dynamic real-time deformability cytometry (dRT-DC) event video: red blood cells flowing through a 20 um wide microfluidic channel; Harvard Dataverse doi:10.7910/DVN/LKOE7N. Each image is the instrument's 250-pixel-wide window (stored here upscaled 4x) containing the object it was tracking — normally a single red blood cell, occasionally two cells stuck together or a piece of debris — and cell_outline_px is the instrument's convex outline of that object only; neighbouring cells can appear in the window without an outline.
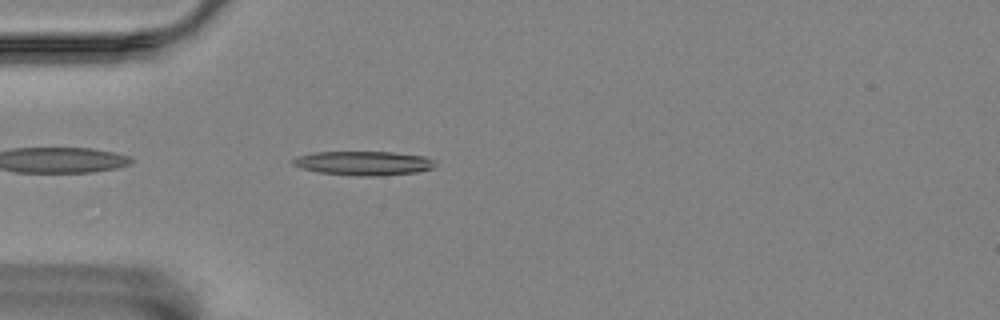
{"species": "Egyptian fruit bat (a non-hibernating species)", "species_latin": "Rousettus aegyptiacus", "temperature_condition": "room temperature", "stored_images_in_passage": 43, "camera_frame_rate_fps": 3000, "um_per_image_px": 0.085, "animal": {"sex": "female"}, "frame": {"image": 1, "passage_image": 3, "time_ms": 0.667, "image_size_px": [1000, 320], "cell_outline_px": [[436, 164], [432, 168], [416, 172], [384, 176], [360, 176], [316, 172], [300, 168], [292, 164], [292, 160], [296, 156], [316, 152], [392, 152], [424, 156], [432, 160]], "centroid_in_image_um": [30.87, 13.87], "position_along_channel_um": 54.1, "area_um2": 20.06}}
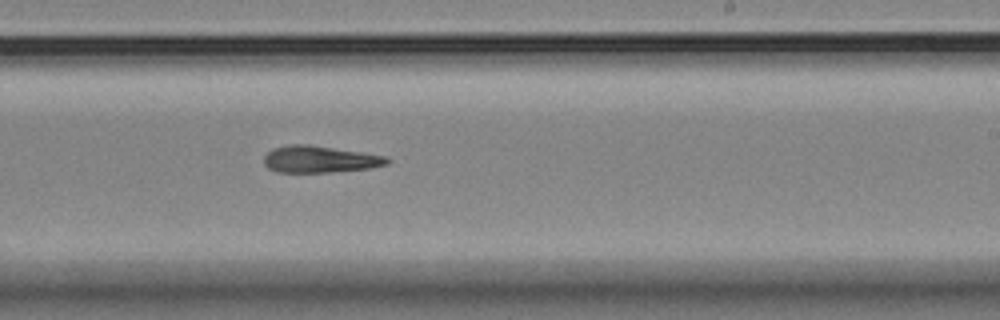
{"frame": {"image": 2, "passage_image": 21, "time_ms": 6.667, "image_size_px": [1000, 320], "cell_outline_px": [[392, 160], [388, 164], [372, 168], [328, 172], [276, 172], [268, 168], [264, 164], [264, 156], [272, 148], [288, 144], [308, 144], [360, 152], [384, 156]], "centroid_in_image_um": [27.15, 13.54], "position_along_channel_um": 261.8, "area_um2": 19.25}}
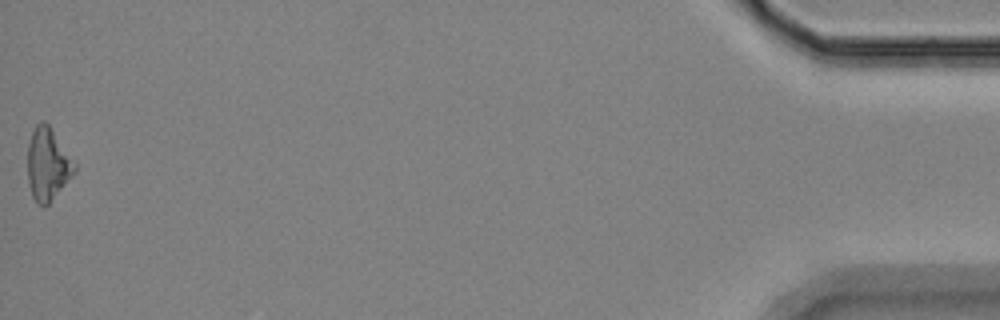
{"frame": {"image": 3, "passage_image": 43, "time_ms": 14.0, "image_size_px": [1000, 320], "cell_outline_px": [[76, 172], [48, 204], [44, 208], [36, 204], [32, 196], [28, 184], [28, 144], [32, 132], [36, 124], [40, 120], [44, 120], [48, 124], [76, 164]], "centroid_in_image_um": [4.04, 13.98], "position_along_channel_um": 431.2, "area_um2": 19.83}, "authors_computed_cell_mechanics": {"area_um2": 19.363, "velocity_mm_per_s": 3.5716, "shape_relaxation_time_tau1_ms": null, "shape_relaxation_time_tau2_ms": 7.7337, "deformation_change_tau1": null, "deformation_change_tau2": 0.2216}}